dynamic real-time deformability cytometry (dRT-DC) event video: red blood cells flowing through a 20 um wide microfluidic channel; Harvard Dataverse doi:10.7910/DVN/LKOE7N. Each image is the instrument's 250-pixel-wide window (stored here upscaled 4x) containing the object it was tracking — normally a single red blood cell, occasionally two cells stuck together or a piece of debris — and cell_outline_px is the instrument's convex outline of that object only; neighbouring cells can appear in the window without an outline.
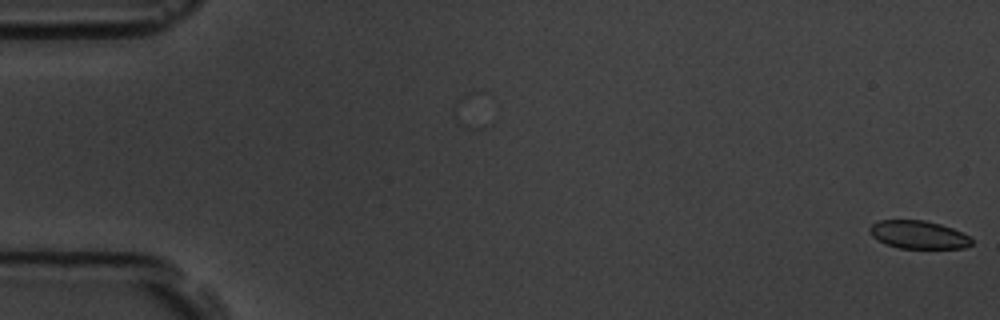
{"species": "common noctule bat (a hibernating species)", "species_latin": "Nyctalus noctula", "temperature_condition": "room temperature", "stored_images_in_passage": 57, "camera_frame_rate_fps": 3000, "um_per_image_px": 0.085, "animal": {"sex": "male", "body_mass_g": 19.5, "forearm_length_mm": 54.6}, "frame": {"image": 1, "passage_image": 1, "time_ms": 0.0, "image_size_px": [1000, 320], "cell_outline_px": [[972, 244], [964, 248], [900, 248], [884, 244], [872, 236], [868, 232], [868, 228], [872, 224], [880, 220], [924, 220], [940, 224], [952, 228], [972, 236]], "centroid_in_image_um": [78.07, 19.95], "position_along_channel_um": 6.9, "area_um2": 16.82}}
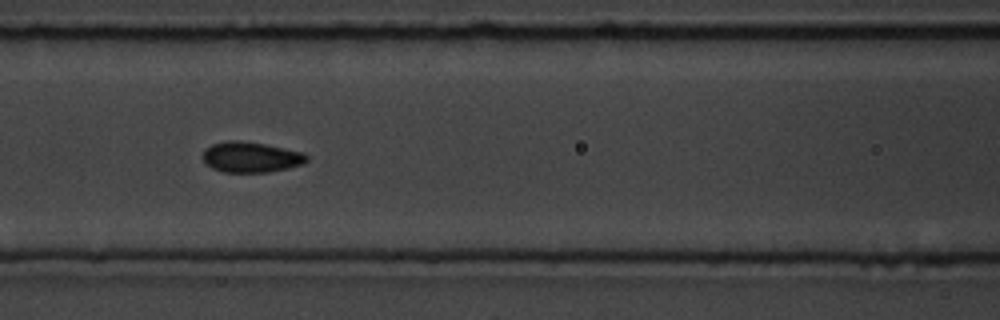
{"frame": {"image": 2, "passage_image": 25, "time_ms": 8.0, "image_size_px": [1000, 320], "cell_outline_px": [[308, 160], [304, 164], [288, 168], [268, 172], [224, 172], [212, 168], [204, 160], [204, 148], [212, 144], [228, 140], [240, 140], [264, 144], [304, 152], [308, 156]], "centroid_in_image_um": [21.36, 13.35], "position_along_channel_um": 145.2, "area_um2": 18.5}}
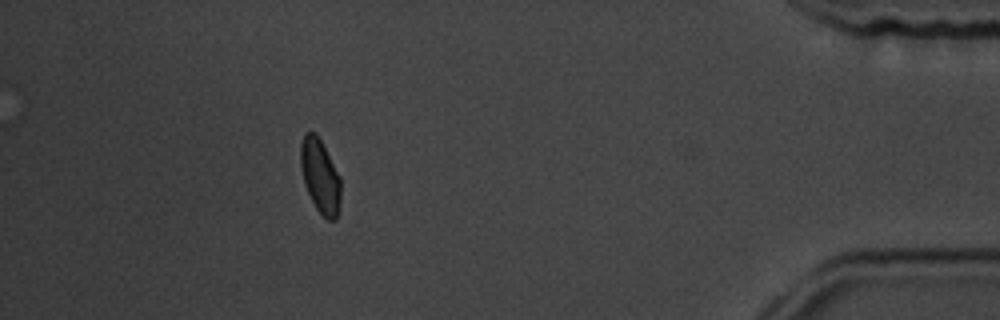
{"frame": {"image": 3, "passage_image": 51, "time_ms": 16.667, "image_size_px": [1000, 320], "cell_outline_px": [[340, 204], [336, 220], [328, 220], [316, 208], [304, 184], [300, 164], [300, 144], [304, 132], [316, 132], [340, 176]], "centroid_in_image_um": [27.2, 14.95], "position_along_channel_um": 408.0, "area_um2": 17.28}, "authors_computed_cell_mechanics": {"area_um2": 17.918, "velocity_mm_per_s": 3.6536, "shape_relaxation_time_tau1_ms": 3.8109, "shape_relaxation_time_tau2_ms": null, "deformation_change_tau1": 0.0766, "deformation_change_tau2": null}}